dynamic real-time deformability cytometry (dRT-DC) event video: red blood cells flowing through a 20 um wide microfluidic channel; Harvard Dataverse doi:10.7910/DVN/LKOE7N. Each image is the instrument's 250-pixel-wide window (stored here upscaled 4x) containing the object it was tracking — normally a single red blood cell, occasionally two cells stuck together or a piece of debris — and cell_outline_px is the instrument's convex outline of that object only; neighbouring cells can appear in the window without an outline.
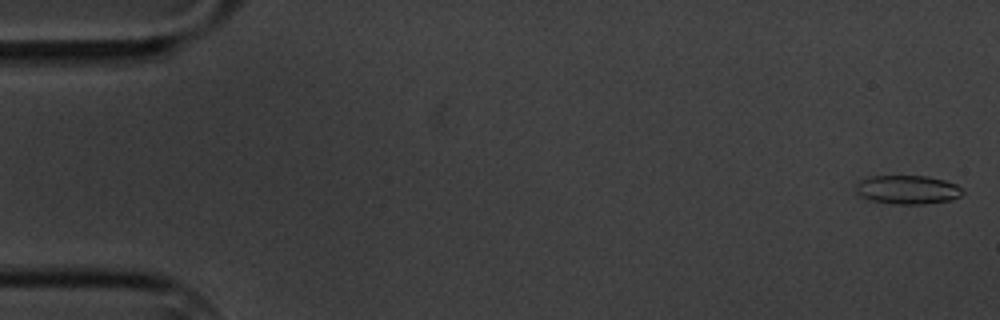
{"species": "common noctule bat (a hibernating species)", "species_latin": "Nyctalus noctula", "temperature_condition": "cold", "stored_images_in_passage": 6, "camera_frame_rate_fps": 3000, "um_per_image_px": 0.085, "animal": {"sex": "male", "body_mass_g": 20.1, "forearm_length_mm": 53.5}, "frame": {"image": 1, "passage_image": 1, "time_ms": 0.0, "image_size_px": [1000, 320], "cell_outline_px": [[964, 192], [960, 196], [952, 200], [924, 204], [892, 204], [868, 200], [860, 196], [856, 192], [856, 184], [860, 180], [868, 176], [928, 176], [944, 180], [956, 184]], "centroid_in_image_um": [77.12, 16.13], "position_along_channel_um": 7.9, "area_um2": 18.09}}